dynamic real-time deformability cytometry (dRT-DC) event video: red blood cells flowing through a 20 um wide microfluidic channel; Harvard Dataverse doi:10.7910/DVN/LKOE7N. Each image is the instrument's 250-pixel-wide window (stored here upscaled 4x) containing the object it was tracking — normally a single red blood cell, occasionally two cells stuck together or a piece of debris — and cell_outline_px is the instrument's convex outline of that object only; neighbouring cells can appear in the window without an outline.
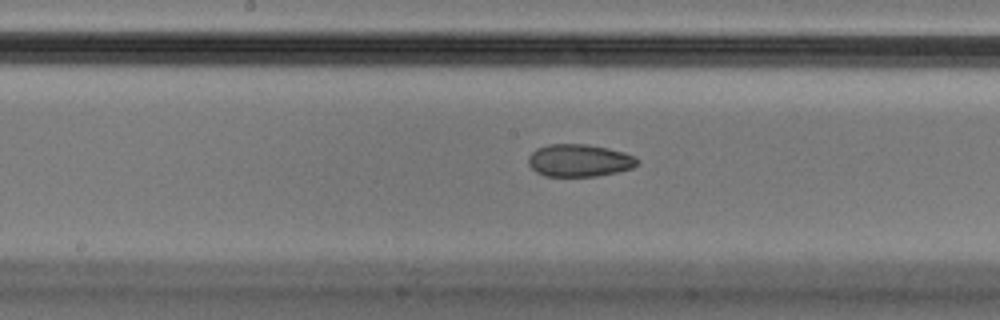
{"species": "Egyptian fruit bat (a non-hibernating species)", "species_latin": "Rousettus aegyptiacus", "temperature_condition": "cold", "stored_images_in_passage": 36, "camera_frame_rate_fps": 3000, "um_per_image_px": 0.085, "animal": {"sex": "male"}, "frame": {"image": 1, "passage_image": 16, "time_ms": 5.0, "image_size_px": [1000, 320], "cell_outline_px": [[640, 160], [632, 168], [616, 172], [596, 176], [544, 176], [536, 172], [528, 164], [528, 156], [536, 148], [548, 144], [588, 144], [608, 148], [624, 152], [636, 156]], "centroid_in_image_um": [49.23, 13.63], "position_along_channel_um": 199.0, "area_um2": 20.75}}